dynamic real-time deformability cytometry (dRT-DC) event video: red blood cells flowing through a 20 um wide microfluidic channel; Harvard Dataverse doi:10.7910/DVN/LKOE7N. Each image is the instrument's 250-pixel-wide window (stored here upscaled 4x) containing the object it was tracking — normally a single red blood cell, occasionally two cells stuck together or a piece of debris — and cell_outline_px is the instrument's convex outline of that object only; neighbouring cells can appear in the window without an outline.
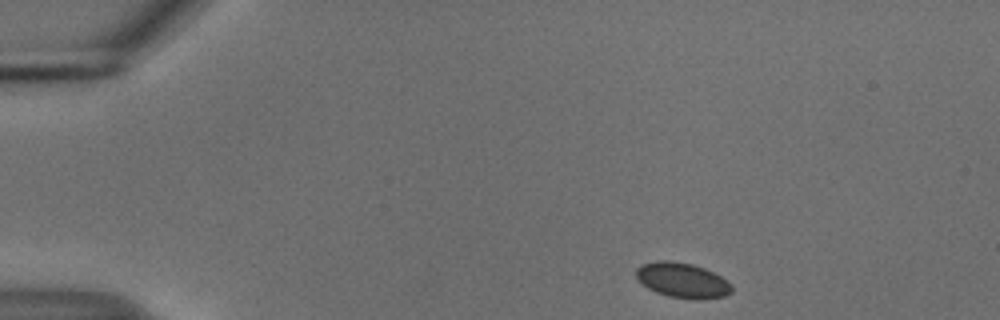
{"species": "common noctule bat (a hibernating species)", "species_latin": "Nyctalus noctula", "temperature_condition": "cold", "stored_images_in_passage": 47, "camera_frame_rate_fps": 3000, "um_per_image_px": 0.085, "animal": {"sex": "male", "body_mass_g": 18.8}, "frame": {"image": 1, "passage_image": 1, "time_ms": 0.0, "image_size_px": [1000, 320], "cell_outline_px": [[732, 292], [724, 296], [700, 300], [692, 300], [668, 296], [656, 292], [648, 288], [636, 276], [636, 268], [644, 264], [660, 260], [668, 260], [692, 264], [704, 268], [720, 276], [732, 284]], "centroid_in_image_um": [58.03, 23.84], "position_along_channel_um": 27.0, "area_um2": 19.48}}
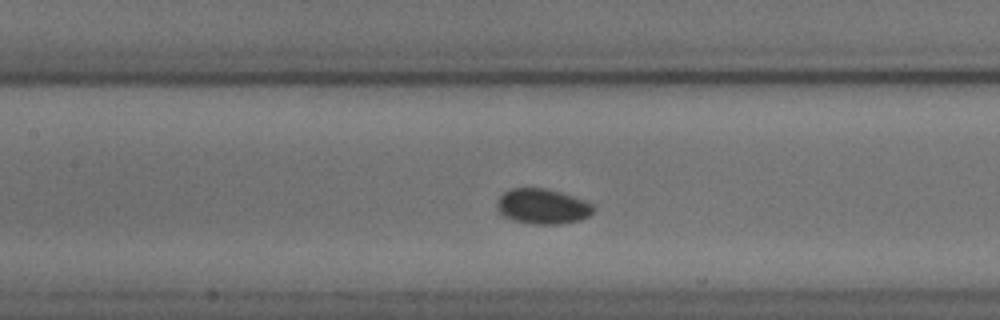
{"frame": {"image": 2, "passage_image": 18, "time_ms": 5.667, "image_size_px": [1000, 320], "cell_outline_px": [[596, 208], [588, 216], [580, 220], [560, 224], [528, 224], [512, 220], [500, 216], [496, 208], [496, 204], [500, 196], [504, 192], [512, 188], [544, 188], [560, 192], [584, 200], [592, 204]], "centroid_in_image_um": [46.07, 17.56], "position_along_channel_um": 161.3, "area_um2": 20.0}}
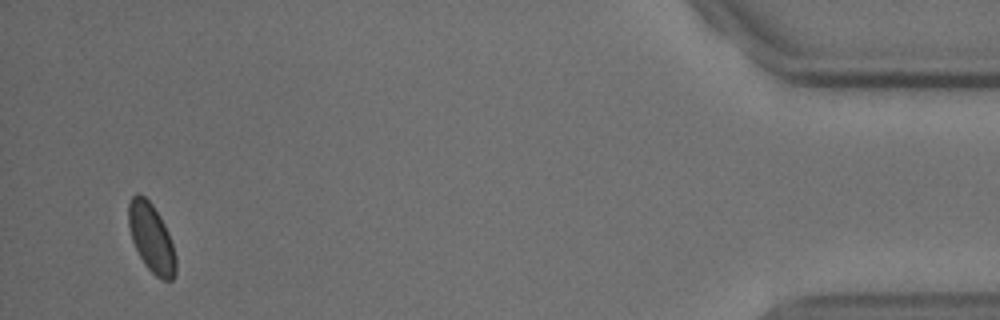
{"frame": {"image": 3, "passage_image": 45, "time_ms": 14.667, "image_size_px": [1000, 320], "cell_outline_px": [[176, 276], [172, 280], [164, 280], [156, 276], [144, 264], [132, 240], [128, 224], [128, 204], [132, 196], [136, 192], [144, 196], [152, 204], [160, 216], [168, 232], [176, 256]], "centroid_in_image_um": [12.87, 20.22], "position_along_channel_um": 422.3, "area_um2": 18.9}}